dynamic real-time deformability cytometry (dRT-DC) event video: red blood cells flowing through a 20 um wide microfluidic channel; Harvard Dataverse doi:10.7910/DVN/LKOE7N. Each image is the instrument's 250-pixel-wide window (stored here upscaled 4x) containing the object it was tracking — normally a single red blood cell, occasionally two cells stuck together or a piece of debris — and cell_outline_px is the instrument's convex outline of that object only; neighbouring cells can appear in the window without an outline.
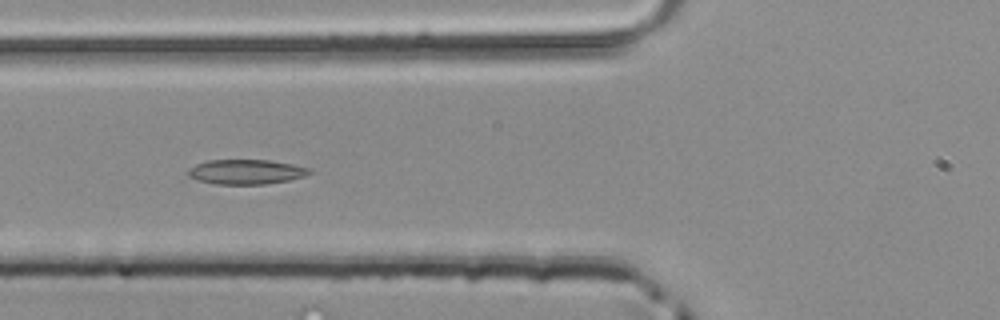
{"species": "common noctule bat (a hibernating species)", "species_latin": "Nyctalus noctula", "temperature_condition": "room temperature", "stored_images_in_passage": 35, "camera_frame_rate_fps": 3000, "um_per_image_px": 0.085, "animal": {"sex": "male", "body_mass_g": 20.4}, "frame": {"image": 1, "passage_image": 4, "time_ms": 1.0, "image_size_px": [1000, 320], "cell_outline_px": [[312, 172], [304, 176], [288, 180], [264, 184], [216, 184], [200, 180], [188, 176], [188, 168], [196, 164], [208, 160], [268, 160], [292, 164], [312, 168]], "centroid_in_image_um": [20.93, 14.6], "position_along_channel_um": 104.9, "area_um2": 17.4}}
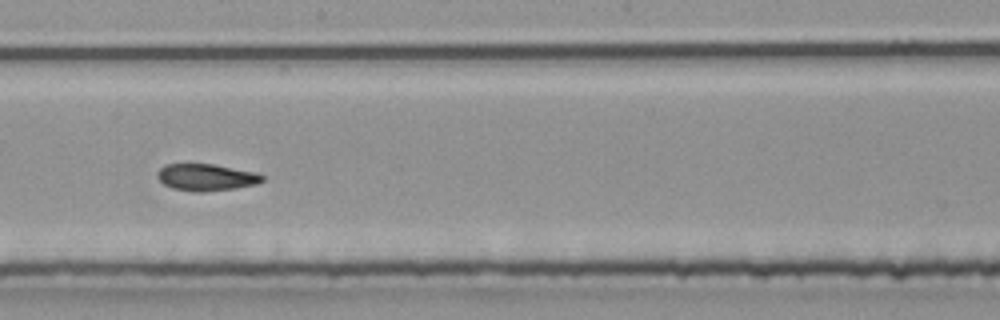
{"frame": {"image": 2, "passage_image": 13, "time_ms": 4.0, "image_size_px": [1000, 320], "cell_outline_px": [[264, 180], [256, 184], [236, 188], [204, 192], [192, 192], [172, 188], [164, 184], [156, 176], [156, 172], [164, 164], [212, 164], [256, 172], [264, 176]], "centroid_in_image_um": [17.51, 15.07], "position_along_channel_um": 230.7, "area_um2": 16.53}}
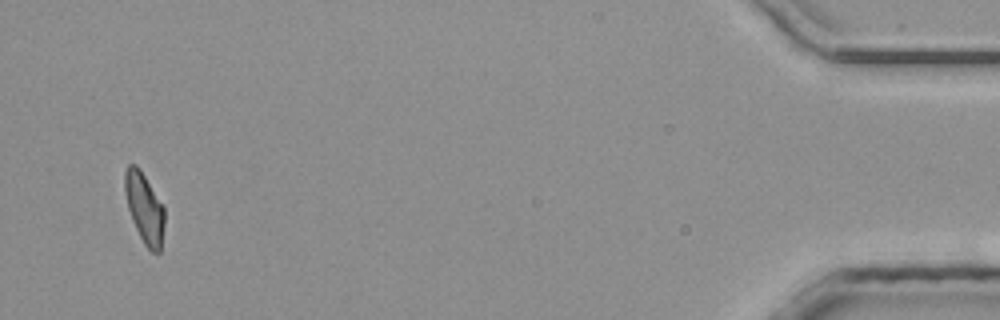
{"frame": {"image": 3, "passage_image": 33, "time_ms": 10.667, "image_size_px": [1000, 320], "cell_outline_px": [[164, 224], [160, 252], [152, 252], [144, 244], [132, 220], [128, 208], [124, 192], [124, 172], [128, 164], [136, 164], [140, 168], [164, 208]], "centroid_in_image_um": [12.25, 17.65], "position_along_channel_um": 422.9, "area_um2": 16.13}}